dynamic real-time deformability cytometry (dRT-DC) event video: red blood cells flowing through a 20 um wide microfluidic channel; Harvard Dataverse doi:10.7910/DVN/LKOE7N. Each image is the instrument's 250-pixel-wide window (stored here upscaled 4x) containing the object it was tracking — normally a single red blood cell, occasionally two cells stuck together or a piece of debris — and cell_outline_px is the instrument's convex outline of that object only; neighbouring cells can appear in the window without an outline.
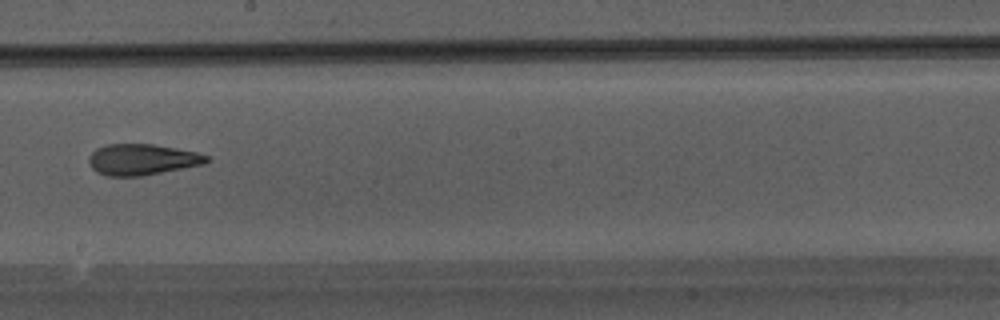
{"species": "Egyptian fruit bat (a non-hibernating species)", "species_latin": "Rousettus aegyptiacus", "temperature_condition": "warm", "stored_images_in_passage": 28, "camera_frame_rate_fps": 3000, "um_per_image_px": 0.085, "animal": {"sex": "male"}, "frame": {"image": 1, "passage_image": 13, "time_ms": 4.0, "image_size_px": [1000, 320], "cell_outline_px": [[212, 160], [204, 164], [140, 176], [108, 176], [96, 172], [88, 164], [88, 156], [96, 148], [108, 144], [152, 144], [196, 152], [208, 156]], "centroid_in_image_um": [12.05, 13.56], "position_along_channel_um": 236.2, "area_um2": 21.27}}